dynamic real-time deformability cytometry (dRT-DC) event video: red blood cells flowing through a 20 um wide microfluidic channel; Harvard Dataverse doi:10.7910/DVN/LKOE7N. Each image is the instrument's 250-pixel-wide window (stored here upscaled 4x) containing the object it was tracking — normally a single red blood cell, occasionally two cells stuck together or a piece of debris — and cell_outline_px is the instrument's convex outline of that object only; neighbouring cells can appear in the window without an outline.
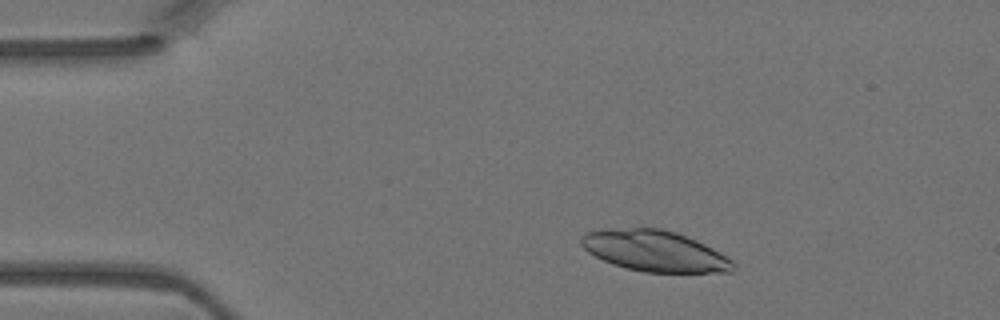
{"species": "Egyptian fruit bat (a non-hibernating species)", "species_latin": "Rousettus aegyptiacus", "temperature_condition": "warm", "stored_images_in_passage": 4, "camera_frame_rate_fps": 3000, "um_per_image_px": 0.085, "animal": {"sex": "female"}, "frame": {"image": 1, "passage_image": 2, "time_ms": 0.333, "image_size_px": [1000, 320], "cell_outline_px": [[736, 268], [732, 272], [644, 272], [612, 264], [588, 252], [580, 244], [580, 236], [588, 232], [604, 228], [660, 228], [676, 232], [696, 240], [712, 248], [732, 260], [736, 264]], "centroid_in_image_um": [55.64, 21.32], "position_along_channel_um": 29.4, "area_um2": 36.24}}